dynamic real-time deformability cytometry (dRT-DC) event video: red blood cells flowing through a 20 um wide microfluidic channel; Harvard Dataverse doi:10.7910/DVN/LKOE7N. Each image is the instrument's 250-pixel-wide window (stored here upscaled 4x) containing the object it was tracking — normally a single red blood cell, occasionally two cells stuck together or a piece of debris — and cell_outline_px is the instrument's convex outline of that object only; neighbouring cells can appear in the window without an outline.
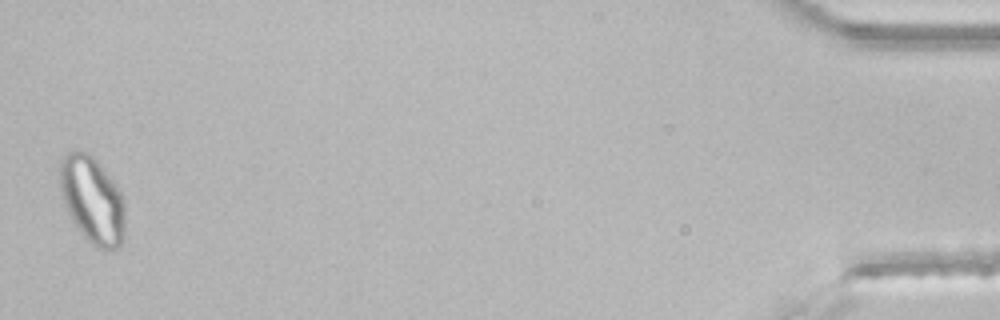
{"species": "common noctule bat (a hibernating species)", "species_latin": "Nyctalus noctula", "temperature_condition": "room temperature", "stored_images_in_passage": 44, "segment_of_instrument_passage": [2, 2], "camera_frame_rate_fps": 3000, "um_per_image_px": 0.085, "animal": {"sex": "male", "body_mass_g": 21.5, "forearm_length_mm": 52.0}, "frame": {"image": 1, "passage_image": 44, "time_ms": 14.333, "image_size_px": [1000, 320], "cell_outline_px": [[124, 240], [120, 248], [112, 252], [104, 252], [96, 248], [84, 236], [72, 220], [64, 204], [60, 192], [60, 160], [72, 148], [76, 148], [92, 156], [104, 168], [120, 188], [124, 200]], "centroid_in_image_um": [7.88, 17.02], "position_along_channel_um": 427.3, "area_um2": 33.81}}